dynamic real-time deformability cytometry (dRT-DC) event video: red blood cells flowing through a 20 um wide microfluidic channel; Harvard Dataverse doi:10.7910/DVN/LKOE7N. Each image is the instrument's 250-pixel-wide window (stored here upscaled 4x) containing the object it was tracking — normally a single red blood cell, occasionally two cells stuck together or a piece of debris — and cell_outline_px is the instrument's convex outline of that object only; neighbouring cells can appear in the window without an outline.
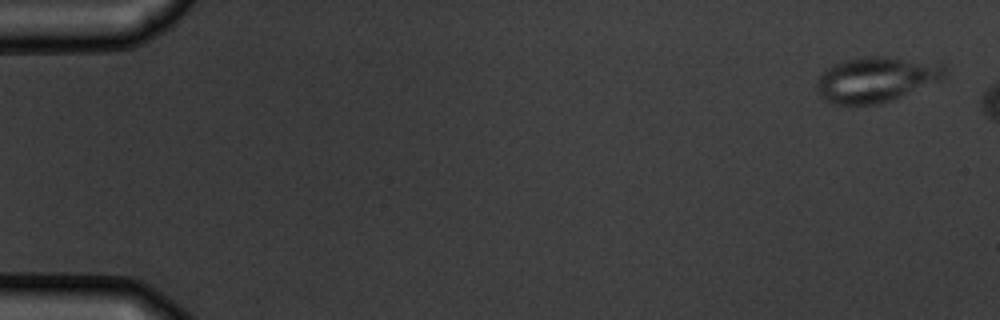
{"species": "common noctule bat (a hibernating species)", "species_latin": "Nyctalus noctula", "temperature_condition": "warm", "stored_images_in_passage": 3, "camera_frame_rate_fps": 3000, "um_per_image_px": 0.085, "animal": {"sex": "male", "body_mass_g": 19.5, "forearm_length_mm": 54.6}, "frame": {"image": 1, "passage_image": 1, "time_ms": 0.0, "image_size_px": [1000, 320], "cell_outline_px": [[948, 68], [944, 80], [892, 100], [880, 104], [832, 104], [824, 100], [820, 96], [816, 88], [816, 80], [832, 64], [844, 60], [864, 56], [884, 56], [940, 60]], "centroid_in_image_um": [74.58, 6.72], "position_along_channel_um": 10.4, "area_um2": 34.91}}